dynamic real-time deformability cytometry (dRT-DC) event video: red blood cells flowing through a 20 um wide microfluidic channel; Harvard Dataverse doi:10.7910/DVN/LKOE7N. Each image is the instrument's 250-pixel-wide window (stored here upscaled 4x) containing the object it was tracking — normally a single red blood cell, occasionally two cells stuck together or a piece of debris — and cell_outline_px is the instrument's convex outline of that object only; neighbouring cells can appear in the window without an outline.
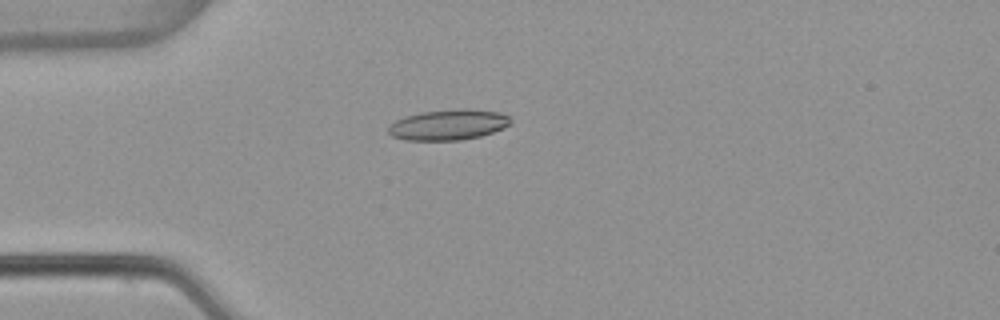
{"species": "common noctule bat (a hibernating species)", "species_latin": "Nyctalus noctula", "temperature_condition": "warm", "stored_images_in_passage": 4, "camera_frame_rate_fps": 3000, "um_per_image_px": 0.085, "animal": {"sex": "female", "body_mass_g": 22.7, "forearm_length_mm": 54.2}, "frame": {"image": 1, "passage_image": 4, "time_ms": 1.0, "image_size_px": [1000, 320], "cell_outline_px": [[512, 124], [504, 128], [480, 136], [460, 140], [404, 140], [392, 136], [388, 132], [388, 124], [404, 116], [420, 112], [460, 108], [468, 108], [500, 112], [508, 116], [512, 120]], "centroid_in_image_um": [38.11, 10.59], "position_along_channel_um": 46.9, "area_um2": 22.08}}